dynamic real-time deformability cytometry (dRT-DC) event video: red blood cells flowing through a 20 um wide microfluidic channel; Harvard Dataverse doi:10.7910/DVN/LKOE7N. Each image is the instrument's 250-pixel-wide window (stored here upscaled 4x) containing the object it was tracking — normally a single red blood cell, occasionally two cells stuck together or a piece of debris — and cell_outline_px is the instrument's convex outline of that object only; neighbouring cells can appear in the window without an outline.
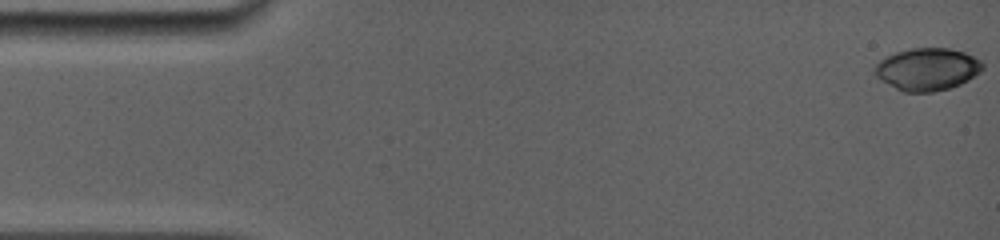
{"species": "common noctule bat (a hibernating species)", "species_latin": "Nyctalus noctula", "temperature_condition": "room temperature", "stored_images_in_passage": 27, "camera_frame_rate_fps": 5000, "um_per_image_px": 0.085, "animal": {"sex": "female", "body_mass_g": 19.0, "forearm_length_mm": 56.7}, "frame": {"image": 1, "passage_image": 1, "time_ms": 0.0, "image_size_px": [1000, 240], "cell_outline_px": [[984, 68], [980, 72], [968, 80], [960, 84], [948, 88], [932, 92], [904, 92], [880, 80], [876, 76], [872, 68], [880, 60], [896, 52], [912, 48], [948, 48], [964, 52], [980, 60], [984, 64]], "centroid_in_image_um": [78.81, 5.88], "position_along_channel_um": 6.2, "area_um2": 26.59}}
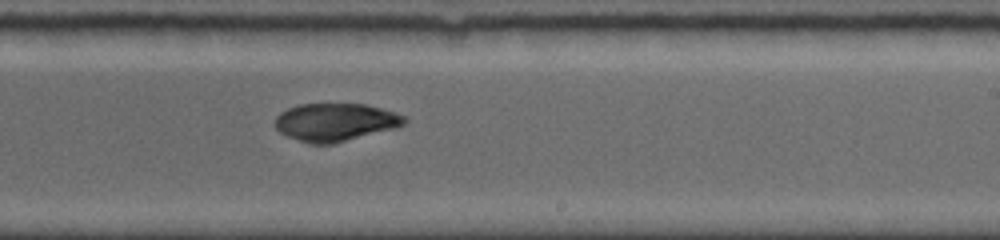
{"frame": {"image": 2, "passage_image": 16, "time_ms": 9.8, "image_size_px": [1000, 240], "cell_outline_px": [[408, 120], [404, 124], [396, 128], [332, 144], [308, 144], [288, 136], [280, 132], [276, 128], [276, 116], [280, 112], [288, 108], [300, 104], [364, 104], [396, 112], [404, 116]], "centroid_in_image_um": [28.51, 10.39], "position_along_channel_um": 260.5, "area_um2": 28.5}}
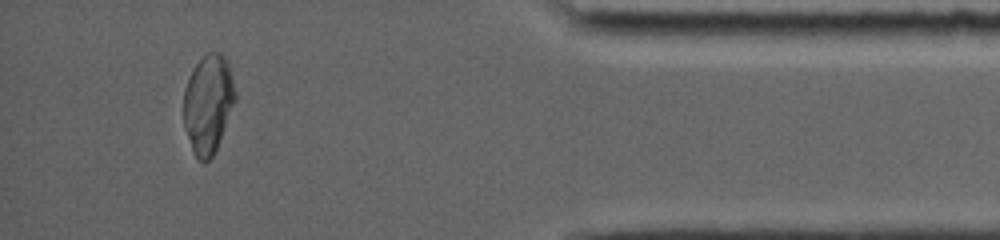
{"frame": {"image": 3, "passage_image": 27, "time_ms": 14.6, "image_size_px": [1000, 240], "cell_outline_px": [[236, 100], [216, 152], [204, 164], [196, 160], [192, 152], [184, 128], [184, 88], [196, 64], [208, 52], [220, 52], [224, 56], [228, 64], [232, 76], [236, 92]], "centroid_in_image_um": [17.7, 8.9], "position_along_channel_um": 417.5, "area_um2": 30.0}, "authors_computed_cell_mechanics": {"area_um2": 29.4202, "velocity_mm_per_s": 3.9227, "shape_relaxation_time_tau1_ms": null, "shape_relaxation_time_tau2_ms": 2.8471, "deformation_change_tau1": null, "deformation_change_tau2": 0.0478}}